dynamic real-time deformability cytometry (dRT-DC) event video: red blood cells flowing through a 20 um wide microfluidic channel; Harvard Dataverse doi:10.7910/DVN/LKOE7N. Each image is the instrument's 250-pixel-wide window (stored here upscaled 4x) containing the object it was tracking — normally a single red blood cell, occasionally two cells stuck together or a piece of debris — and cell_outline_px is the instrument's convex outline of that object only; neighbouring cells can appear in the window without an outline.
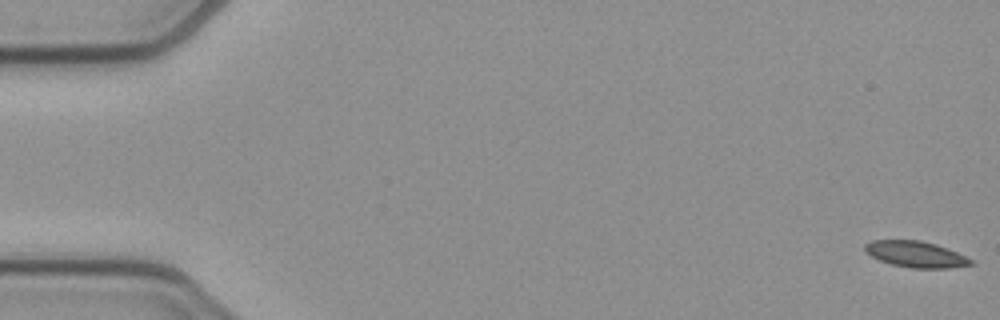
{"species": "common noctule bat (a hibernating species)", "species_latin": "Nyctalus noctula", "temperature_condition": "cold", "stored_images_in_passage": 10, "camera_frame_rate_fps": 3000, "um_per_image_px": 0.085, "animal": {"sex": "female", "body_mass_g": 21.9}, "frame": {"image": 1, "passage_image": 1, "time_ms": 0.0, "image_size_px": [1000, 320], "cell_outline_px": [[976, 264], [948, 268], [912, 268], [892, 264], [880, 260], [872, 256], [864, 248], [864, 244], [872, 240], [920, 240], [936, 244], [948, 248], [976, 260]], "centroid_in_image_um": [77.92, 21.61], "position_along_channel_um": 7.1, "area_um2": 16.24}}